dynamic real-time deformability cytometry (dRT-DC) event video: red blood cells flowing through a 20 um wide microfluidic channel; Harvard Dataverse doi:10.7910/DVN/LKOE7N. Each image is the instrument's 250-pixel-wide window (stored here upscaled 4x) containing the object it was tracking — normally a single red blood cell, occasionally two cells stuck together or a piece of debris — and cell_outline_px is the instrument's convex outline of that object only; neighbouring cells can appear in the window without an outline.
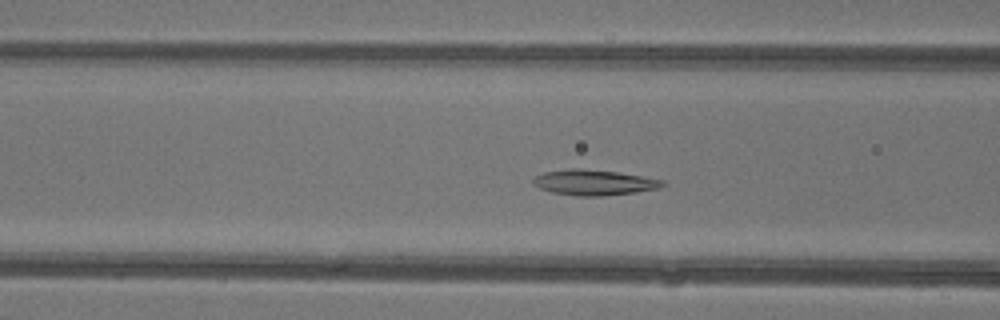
{"species": "common noctule bat (a hibernating species)", "species_latin": "Nyctalus noctula", "temperature_condition": "warm", "stored_images_in_passage": 37, "camera_frame_rate_fps": 3000, "um_per_image_px": 0.085, "animal": {"sex": "female"}, "frame": {"image": 1, "passage_image": 8, "time_ms": 2.333, "image_size_px": [1000, 320], "cell_outline_px": [[664, 184], [660, 188], [636, 192], [600, 196], [576, 196], [552, 192], [540, 188], [532, 184], [532, 180], [536, 176], [544, 172], [568, 168], [580, 168], [616, 172], [664, 180]], "centroid_in_image_um": [50.45, 15.51], "position_along_channel_um": 116.1, "area_um2": 19.13}}
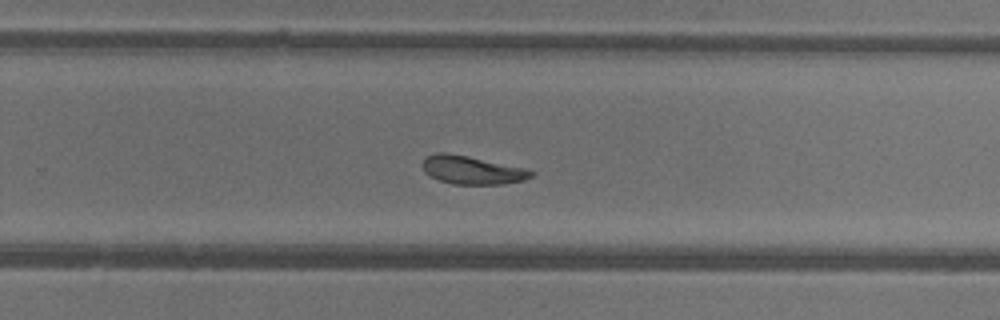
{"frame": {"image": 2, "passage_image": 20, "time_ms": 6.333, "image_size_px": [1000, 320], "cell_outline_px": [[536, 172], [532, 176], [524, 180], [504, 184], [452, 184], [440, 180], [424, 172], [420, 164], [424, 156], [436, 152], [444, 152], [468, 156], [528, 168]], "centroid_in_image_um": [40.11, 14.44], "position_along_channel_um": 289.7, "area_um2": 18.21}}
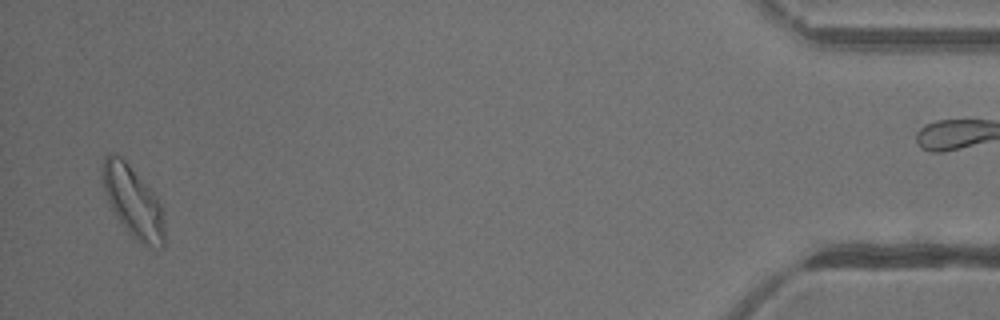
{"frame": {"image": 3, "passage_image": 35, "time_ms": 11.333, "image_size_px": [1000, 320], "cell_outline_px": [[164, 248], [152, 248], [136, 240], [124, 228], [112, 212], [104, 192], [104, 156], [112, 152], [120, 156], [128, 164], [152, 192], [160, 204], [164, 220]], "centroid_in_image_um": [11.31, 17.21], "position_along_channel_um": 423.9, "area_um2": 25.26}}